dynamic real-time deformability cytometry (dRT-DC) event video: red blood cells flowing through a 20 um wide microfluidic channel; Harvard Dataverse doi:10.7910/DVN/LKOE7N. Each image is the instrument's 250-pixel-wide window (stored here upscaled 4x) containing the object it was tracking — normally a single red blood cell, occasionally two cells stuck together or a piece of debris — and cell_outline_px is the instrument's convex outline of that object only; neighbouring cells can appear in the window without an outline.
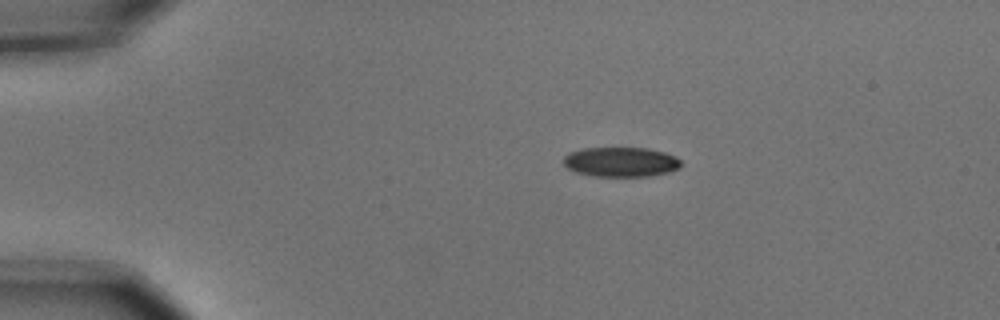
{"species": "common noctule bat (a hibernating species)", "species_latin": "Nyctalus noctula", "temperature_condition": "cold", "stored_images_in_passage": 11, "camera_frame_rate_fps": 3000, "um_per_image_px": 0.085, "animal": {"sex": "male", "body_mass_g": 15.6}, "frame": {"image": 1, "passage_image": 2, "time_ms": 0.333, "image_size_px": [1000, 320], "cell_outline_px": [[680, 168], [668, 172], [648, 176], [592, 176], [576, 172], [568, 168], [564, 164], [564, 156], [568, 152], [584, 148], [648, 148], [664, 152], [676, 156], [680, 160]], "centroid_in_image_um": [52.77, 13.76], "position_along_channel_um": 32.2, "area_um2": 20.35}}
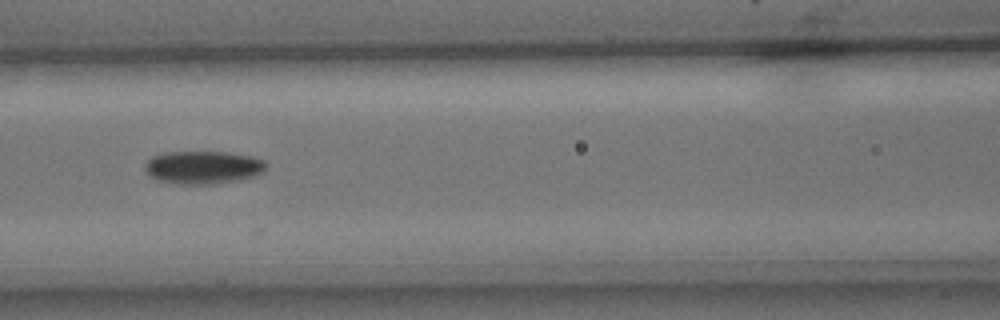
{"frame": {"image": 2, "passage_image": 6, "time_ms": 1.667, "image_size_px": [1000, 320], "cell_outline_px": [[268, 164], [264, 172], [240, 180], [216, 184], [180, 184], [156, 180], [148, 176], [144, 172], [144, 164], [152, 156], [164, 152], [224, 152], [252, 156], [264, 160]], "centroid_in_image_um": [17.24, 14.23], "position_along_channel_um": 149.4, "area_um2": 23.64}}
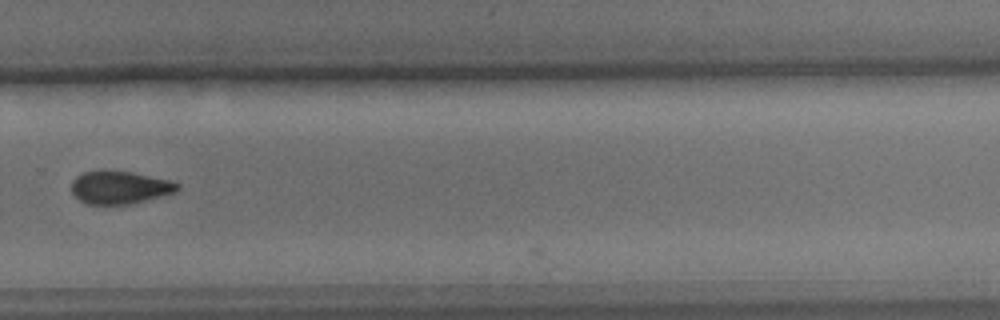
{"frame": {"image": 3, "passage_image": 10, "time_ms": 3.0, "image_size_px": [1000, 320], "cell_outline_px": [[180, 188], [176, 192], [128, 204], [84, 204], [72, 192], [72, 180], [76, 176], [84, 172], [132, 172], [172, 180], [180, 184]], "centroid_in_image_um": [10.21, 15.94], "position_along_channel_um": 319.6, "area_um2": 19.94}}